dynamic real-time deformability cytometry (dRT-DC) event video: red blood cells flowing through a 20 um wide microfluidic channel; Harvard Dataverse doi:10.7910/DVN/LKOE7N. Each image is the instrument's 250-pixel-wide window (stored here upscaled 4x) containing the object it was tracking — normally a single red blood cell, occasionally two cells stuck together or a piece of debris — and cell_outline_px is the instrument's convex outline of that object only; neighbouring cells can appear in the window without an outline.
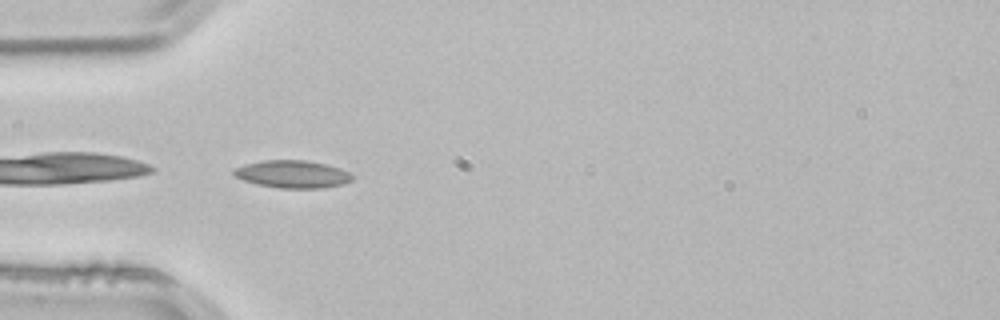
{"species": "common noctule bat (a hibernating species)", "species_latin": "Nyctalus noctula", "temperature_condition": "room temperature", "stored_images_in_passage": 38, "camera_frame_rate_fps": 3000, "um_per_image_px": 0.085, "animal": {"sex": "male", "body_mass_g": 21.5, "forearm_length_mm": 52.0}, "frame": {"image": 1, "passage_image": 1, "time_ms": 0.0, "image_size_px": [1000, 320], "cell_outline_px": [[356, 176], [352, 180], [344, 184], [324, 188], [280, 188], [260, 184], [244, 180], [236, 176], [232, 172], [236, 168], [248, 164], [264, 160], [308, 160], [328, 164], [340, 168]], "centroid_in_image_um": [24.96, 14.8], "position_along_channel_um": 60.0, "area_um2": 18.96}, "authors_computed_cell_mechanics": {"area_um2": 17.2822, "velocity_mm_per_s": 3.8449, "shape_relaxation_time_tau1_ms": null, "shape_relaxation_time_tau2_ms": 1.691, "deformation_change_tau1": null, "deformation_change_tau2": 0.0749}}